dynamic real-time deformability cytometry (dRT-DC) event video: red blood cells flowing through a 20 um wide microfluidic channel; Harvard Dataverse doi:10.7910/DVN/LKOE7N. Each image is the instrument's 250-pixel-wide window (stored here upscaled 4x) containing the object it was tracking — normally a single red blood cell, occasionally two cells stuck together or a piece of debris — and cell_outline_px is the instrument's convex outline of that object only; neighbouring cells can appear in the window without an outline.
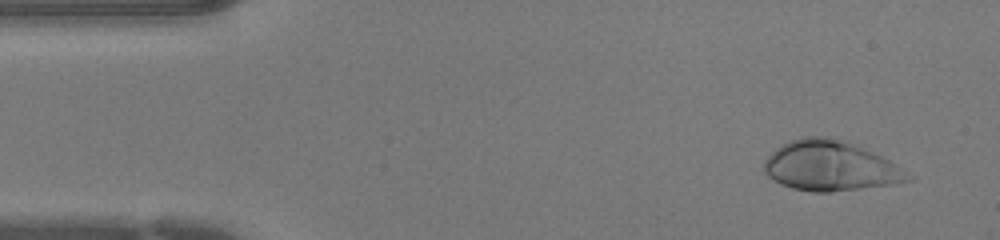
{"species": "human", "species_latin": "Homo sapiens", "temperature_condition": "warm", "stored_images_in_passage": 44, "camera_frame_rate_fps": 3000, "um_per_image_px": 0.085, "donor": {"sex": "female"}, "frame": {"image": 1, "passage_image": 3, "time_ms": 0.667, "image_size_px": [1000, 240], "cell_outline_px": [[912, 180], [892, 184], [828, 192], [812, 192], [792, 188], [780, 184], [768, 176], [764, 172], [764, 160], [780, 144], [804, 136], [828, 136], [848, 140], [888, 160], [912, 176]], "centroid_in_image_um": [70.53, 14.09], "position_along_channel_um": 14.5, "area_um2": 41.79}}
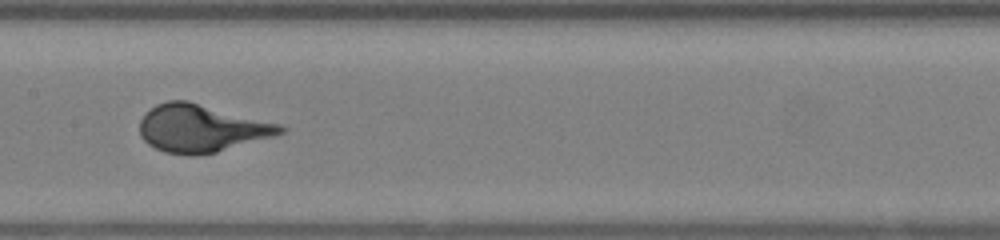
{"frame": {"image": 2, "passage_image": 21, "time_ms": 6.667, "image_size_px": [1000, 240], "cell_outline_px": [[288, 132], [276, 136], [216, 152], [196, 156], [188, 156], [164, 152], [148, 144], [140, 136], [140, 120], [156, 104], [168, 100], [188, 100], [280, 124], [288, 128]], "centroid_in_image_um": [17.15, 10.92], "position_along_channel_um": 190.2, "area_um2": 39.25}}
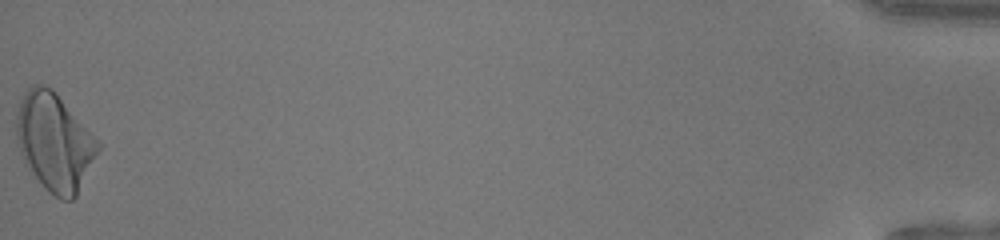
{"frame": {"image": 3, "passage_image": 44, "time_ms": 14.333, "image_size_px": [1000, 240], "cell_outline_px": [[104, 144], [76, 196], [72, 200], [60, 200], [48, 192], [44, 188], [24, 164], [16, 140], [16, 112], [20, 100], [24, 92], [32, 84], [40, 84], [52, 88], [56, 92]], "centroid_in_image_um": [4.65, 12.07], "position_along_channel_um": 430.5, "area_um2": 47.4}}